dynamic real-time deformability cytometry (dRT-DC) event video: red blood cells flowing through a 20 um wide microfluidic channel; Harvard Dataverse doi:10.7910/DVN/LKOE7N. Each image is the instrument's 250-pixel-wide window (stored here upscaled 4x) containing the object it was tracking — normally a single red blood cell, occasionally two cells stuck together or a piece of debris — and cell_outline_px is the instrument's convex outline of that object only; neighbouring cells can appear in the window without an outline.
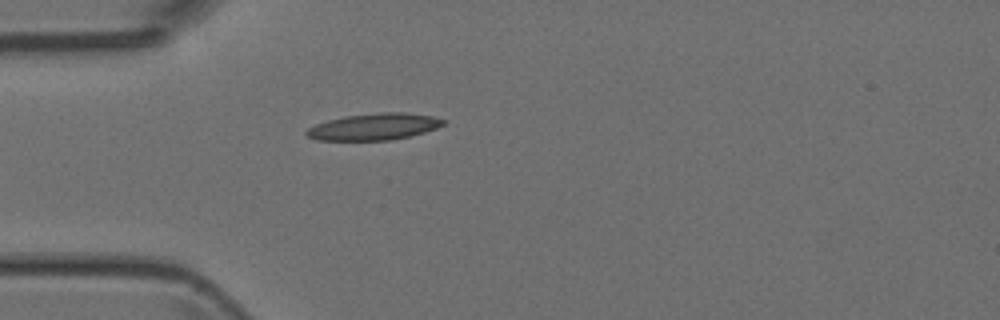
{"species": "Egyptian fruit bat (a non-hibernating species)", "species_latin": "Rousettus aegyptiacus", "temperature_condition": "room temperature", "stored_images_in_passage": 4, "camera_frame_rate_fps": 3000, "um_per_image_px": 0.085, "animal": {"sex": "female"}, "frame": {"image": 1, "passage_image": 4, "time_ms": 3.333, "image_size_px": [1000, 320], "cell_outline_px": [[448, 120], [444, 124], [436, 128], [424, 132], [408, 136], [388, 140], [316, 140], [308, 136], [304, 132], [308, 128], [316, 124], [328, 120], [344, 116], [380, 112], [404, 112], [432, 116]], "centroid_in_image_um": [31.79, 10.76], "position_along_channel_um": 53.2, "area_um2": 21.15}}